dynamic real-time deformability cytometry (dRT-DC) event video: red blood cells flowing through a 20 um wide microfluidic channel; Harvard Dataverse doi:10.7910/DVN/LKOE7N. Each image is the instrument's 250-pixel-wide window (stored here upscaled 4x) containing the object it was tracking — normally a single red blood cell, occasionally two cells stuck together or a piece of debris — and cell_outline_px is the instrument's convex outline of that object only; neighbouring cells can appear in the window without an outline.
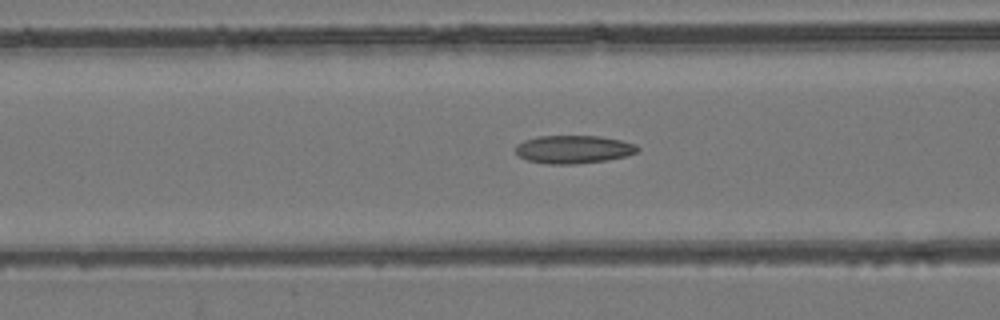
{"species": "common noctule bat (a hibernating species)", "species_latin": "Nyctalus noctula", "temperature_condition": "room temperature", "stored_images_in_passage": 54, "camera_frame_rate_fps": 3000, "um_per_image_px": 0.085, "animal": {"sex": "female", "body_mass_g": 24.6, "forearm_length_mm": 56.2}, "frame": {"image": 1, "passage_image": 22, "time_ms": 7.0, "image_size_px": [1000, 320], "cell_outline_px": [[640, 148], [636, 152], [624, 156], [608, 160], [576, 164], [548, 164], [528, 160], [520, 156], [516, 152], [516, 144], [524, 140], [536, 136], [600, 136], [620, 140], [636, 144]], "centroid_in_image_um": [48.74, 12.69], "position_along_channel_um": 117.9, "area_um2": 19.94}}
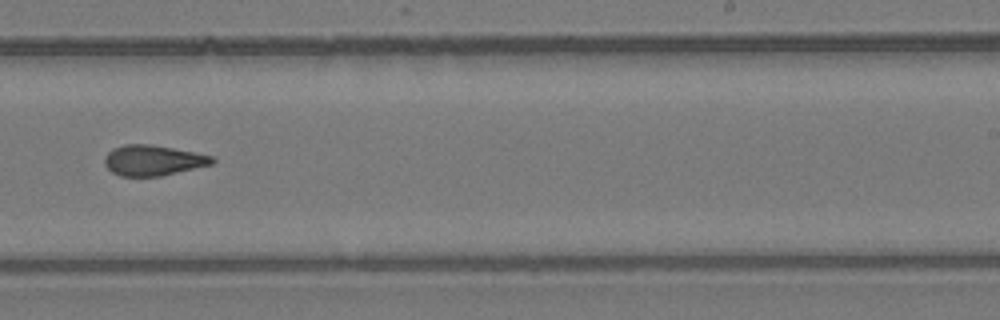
{"frame": {"image": 2, "passage_image": 34, "time_ms": 11.0, "image_size_px": [1000, 320], "cell_outline_px": [[216, 160], [212, 164], [164, 176], [120, 176], [112, 172], [104, 164], [104, 156], [112, 148], [124, 144], [152, 144], [196, 152], [212, 156]], "centroid_in_image_um": [13.0, 13.62], "position_along_channel_um": 276.0, "area_um2": 19.36}}
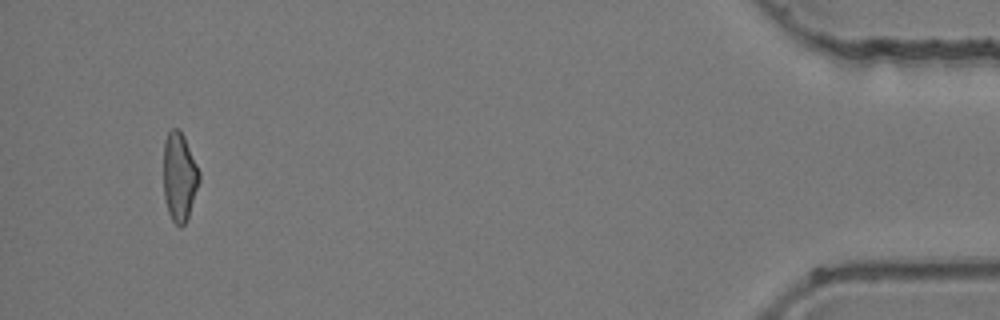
{"frame": {"image": 3, "passage_image": 51, "time_ms": 16.667, "image_size_px": [1000, 320], "cell_outline_px": [[200, 180], [188, 216], [184, 224], [180, 228], [172, 220], [168, 212], [164, 200], [164, 140], [168, 132], [172, 128], [180, 128], [184, 136], [200, 172]], "centroid_in_image_um": [15.24, 15.01], "position_along_channel_um": 420.0, "area_um2": 18.5}, "authors_computed_cell_mechanics": {"area_um2": 19.5653, "velocity_mm_per_s": 3.9578, "shape_relaxation_time_tau1_ms": null, "shape_relaxation_time_tau2_ms": 3.4436, "deformation_change_tau1": null, "deformation_change_tau2": 0.1209}}